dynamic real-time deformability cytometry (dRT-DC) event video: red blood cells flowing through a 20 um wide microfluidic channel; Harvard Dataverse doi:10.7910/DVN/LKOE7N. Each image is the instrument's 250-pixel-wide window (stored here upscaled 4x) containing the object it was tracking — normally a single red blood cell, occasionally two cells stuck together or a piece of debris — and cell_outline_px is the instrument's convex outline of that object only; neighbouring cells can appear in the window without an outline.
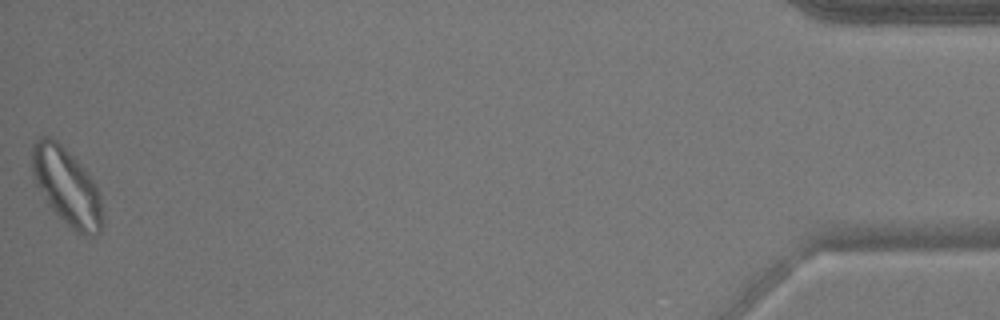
{"species": "common noctule bat (a hibernating species)", "species_latin": "Nyctalus noctula", "temperature_condition": "warm", "stored_images_in_passage": 46, "camera_frame_rate_fps": 3000, "um_per_image_px": 0.085, "animal": {"sex": "male", "body_mass_g": 17.9}, "frame": {"image": 1, "passage_image": 46, "time_ms": 15.0, "image_size_px": [1000, 320], "cell_outline_px": [[104, 220], [100, 232], [96, 236], [84, 236], [76, 232], [48, 204], [36, 184], [32, 172], [32, 144], [40, 136], [48, 136], [56, 140], [84, 168], [96, 184], [100, 196]], "centroid_in_image_um": [5.7, 15.87], "position_along_channel_um": 429.5, "area_um2": 31.5}}